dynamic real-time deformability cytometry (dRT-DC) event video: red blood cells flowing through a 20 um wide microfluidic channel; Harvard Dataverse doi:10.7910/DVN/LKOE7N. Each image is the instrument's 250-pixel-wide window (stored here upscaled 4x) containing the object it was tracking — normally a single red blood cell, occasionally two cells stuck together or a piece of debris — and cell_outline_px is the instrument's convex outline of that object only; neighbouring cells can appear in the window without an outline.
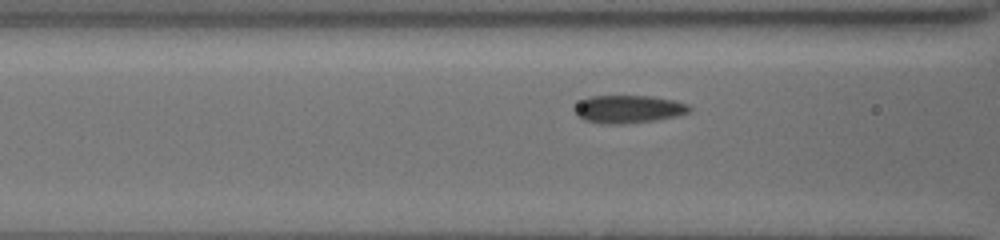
{"species": "common noctule bat (a hibernating species)", "species_latin": "Nyctalus noctula", "temperature_condition": "cold", "stored_images_in_passage": 12, "camera_frame_rate_fps": 3000, "um_per_image_px": 0.085, "animal": {"sex": "female", "body_mass_g": 19.5, "forearm_length_mm": 54.1}, "frame": {"image": 1, "passage_image": 10, "time_ms": 3.0, "image_size_px": [1000, 240], "cell_outline_px": [[692, 108], [688, 112], [676, 116], [652, 120], [584, 120], [572, 108], [580, 100], [592, 96], [652, 96], [672, 100], [688, 104]], "centroid_in_image_um": [53.46, 9.19], "position_along_channel_um": 113.1, "area_um2": 17.22}}